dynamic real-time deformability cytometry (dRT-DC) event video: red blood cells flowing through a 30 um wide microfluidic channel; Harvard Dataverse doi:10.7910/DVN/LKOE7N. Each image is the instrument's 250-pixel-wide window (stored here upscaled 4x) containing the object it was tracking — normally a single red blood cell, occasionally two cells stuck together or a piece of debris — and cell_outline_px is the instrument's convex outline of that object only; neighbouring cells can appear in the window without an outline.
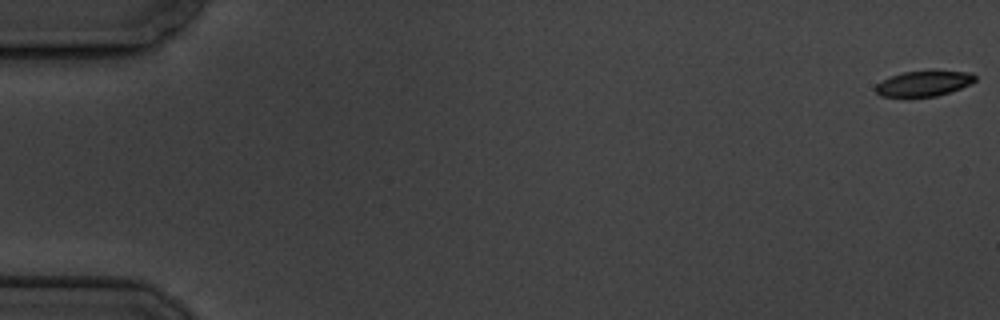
{"species": "common noctule bat (a hibernating species)", "species_latin": "Nyctalus noctula", "temperature_condition": "cold", "stored_images_in_passage": 6, "camera_frame_rate_fps": 3000, "um_per_image_px": 0.085, "animal": {"sex": "male", "body_mass_g": 19.5, "forearm_length_mm": 54.6}, "frame": {"image": 1, "passage_image": 1, "time_ms": 0.0, "image_size_px": [1000, 320], "cell_outline_px": [[976, 80], [960, 88], [936, 96], [880, 96], [876, 92], [876, 84], [892, 76], [904, 72], [932, 68], [936, 68], [972, 72], [976, 76]], "centroid_in_image_um": [78.59, 7.03], "position_along_channel_um": 6.4, "area_um2": 15.09}}
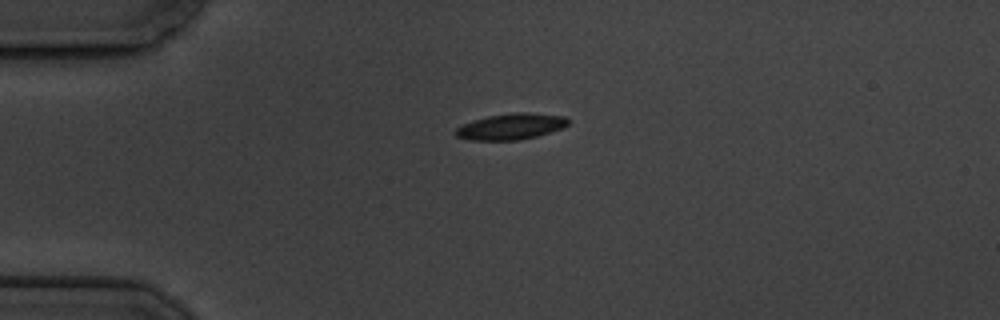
{"frame": {"image": 2, "passage_image": 5, "time_ms": 4.667, "image_size_px": [1000, 320], "cell_outline_px": [[568, 124], [564, 128], [536, 136], [520, 140], [468, 140], [456, 136], [456, 128], [472, 120], [488, 116], [512, 112], [528, 112], [564, 116], [568, 120]], "centroid_in_image_um": [43.44, 10.75], "position_along_channel_um": 41.6, "area_um2": 17.11}}